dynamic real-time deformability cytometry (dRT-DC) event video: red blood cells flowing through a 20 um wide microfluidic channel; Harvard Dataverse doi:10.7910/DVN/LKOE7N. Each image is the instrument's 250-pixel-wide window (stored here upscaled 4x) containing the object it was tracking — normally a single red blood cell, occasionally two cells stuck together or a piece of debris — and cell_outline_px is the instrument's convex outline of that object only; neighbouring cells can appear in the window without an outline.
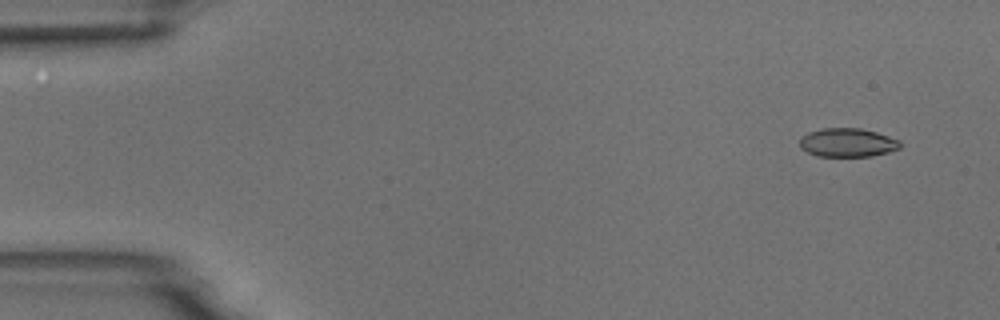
{"species": "common noctule bat (a hibernating species)", "species_latin": "Nyctalus noctula", "temperature_condition": "room temperature", "stored_images_in_passage": 5, "segment_of_instrument_passage": [2, 2], "camera_frame_rate_fps": 3000, "um_per_image_px": 0.085, "animal": {"sex": "male", "body_mass_g": 18.8}, "frame": {"image": 1, "passage_image": 5, "time_ms": 5.667, "image_size_px": [1000, 320], "cell_outline_px": [[900, 148], [888, 152], [872, 156], [816, 156], [800, 148], [800, 140], [808, 132], [820, 128], [860, 128], [876, 132], [900, 140]], "centroid_in_image_um": [72.04, 12.12], "position_along_channel_um": 13.0, "area_um2": 16.76}}